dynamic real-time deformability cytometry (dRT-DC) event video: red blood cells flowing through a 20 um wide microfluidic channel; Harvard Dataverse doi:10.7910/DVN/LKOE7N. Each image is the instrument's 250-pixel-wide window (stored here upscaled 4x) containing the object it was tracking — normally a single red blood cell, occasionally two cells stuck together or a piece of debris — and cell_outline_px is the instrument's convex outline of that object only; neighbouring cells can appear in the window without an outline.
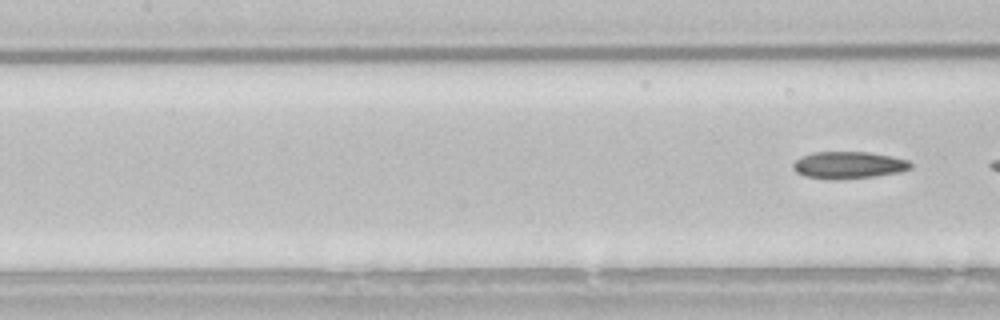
{"species": "common noctule bat (a hibernating species)", "species_latin": "Nyctalus noctula", "temperature_condition": "room temperature", "stored_images_in_passage": 7, "camera_frame_rate_fps": 3000, "um_per_image_px": 0.085, "animal": {"sex": "male", "body_mass_g": 21.5, "forearm_length_mm": 52.0}, "frame": {"image": 1, "passage_image": 7, "time_ms": 2.0, "image_size_px": [1000, 320], "cell_outline_px": [[912, 168], [900, 172], [872, 176], [804, 176], [796, 172], [792, 168], [792, 164], [800, 156], [812, 152], [868, 152], [892, 156], [908, 160], [912, 164]], "centroid_in_image_um": [72.15, 13.97], "position_along_channel_um": 135.2, "area_um2": 17.63}}